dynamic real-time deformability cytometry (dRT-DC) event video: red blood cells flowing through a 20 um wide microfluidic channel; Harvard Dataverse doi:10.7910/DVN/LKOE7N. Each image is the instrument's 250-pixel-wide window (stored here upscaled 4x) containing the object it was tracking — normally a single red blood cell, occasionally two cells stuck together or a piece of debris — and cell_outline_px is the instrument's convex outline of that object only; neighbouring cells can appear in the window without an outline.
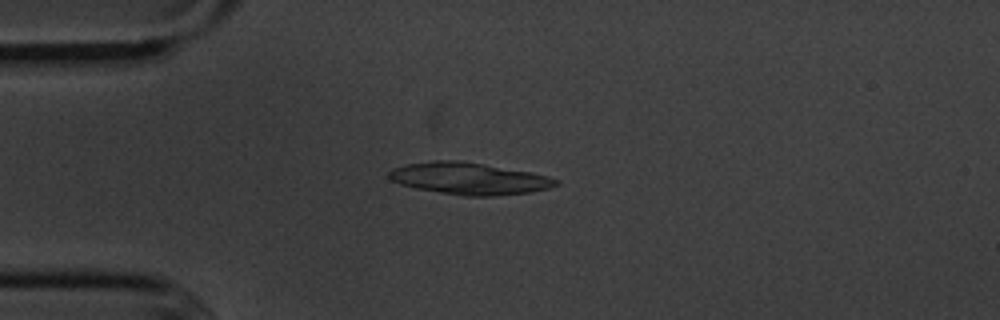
{"species": "common noctule bat (a hibernating species)", "species_latin": "Nyctalus noctula", "temperature_condition": "cold", "stored_images_in_passage": 9, "camera_frame_rate_fps": 3000, "um_per_image_px": 0.085, "animal": {"sex": "male", "body_mass_g": 20.1, "forearm_length_mm": 53.5}, "frame": {"image": 1, "passage_image": 4, "time_ms": 3.667, "image_size_px": [1000, 320], "cell_outline_px": [[560, 184], [548, 188], [532, 192], [492, 196], [464, 196], [416, 188], [400, 184], [392, 180], [388, 176], [388, 172], [392, 168], [408, 164], [432, 160], [460, 160], [484, 164], [528, 172], [548, 176], [560, 180]], "centroid_in_image_um": [39.88, 15.17], "position_along_channel_um": 45.1, "area_um2": 30.92}}